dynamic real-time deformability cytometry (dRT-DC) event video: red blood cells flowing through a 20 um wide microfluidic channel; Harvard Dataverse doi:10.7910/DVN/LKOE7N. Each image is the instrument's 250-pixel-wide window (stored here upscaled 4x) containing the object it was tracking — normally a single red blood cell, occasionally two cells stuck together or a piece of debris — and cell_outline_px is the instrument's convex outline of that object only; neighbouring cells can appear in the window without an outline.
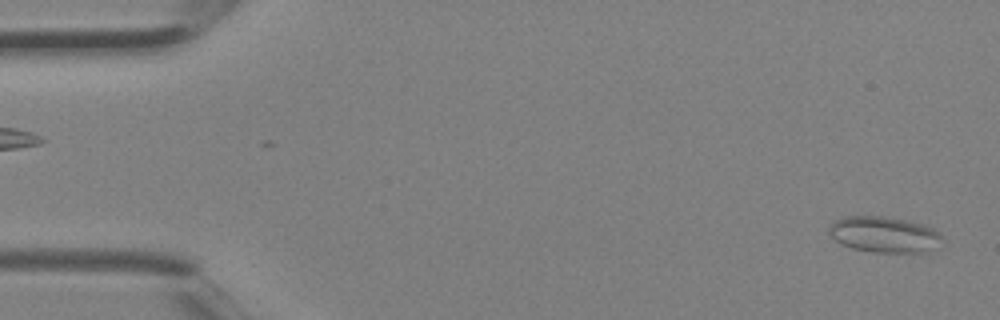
{"species": "Egyptian fruit bat (a non-hibernating species)", "species_latin": "Rousettus aegyptiacus", "temperature_condition": "room temperature", "stored_images_in_passage": 4, "camera_frame_rate_fps": 3000, "um_per_image_px": 0.085, "animal": {"sex": "female"}, "frame": {"image": 1, "passage_image": 1, "time_ms": 0.0, "image_size_px": [1000, 320], "cell_outline_px": [[944, 240], [924, 252], [872, 252], [852, 248], [840, 244], [828, 232], [828, 224], [844, 216], [884, 216], [904, 220], [920, 224], [932, 228], [940, 232], [944, 236]], "centroid_in_image_um": [75.12, 19.92], "position_along_channel_um": 9.9, "area_um2": 23.64}}
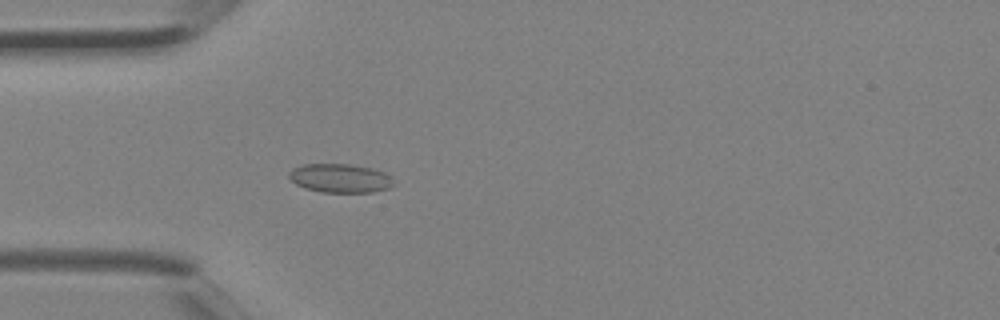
{"frame": {"image": 2, "passage_image": 4, "time_ms": 1.0, "image_size_px": [1000, 320], "cell_outline_px": [[396, 184], [388, 188], [372, 192], [320, 192], [296, 184], [288, 176], [288, 172], [292, 168], [304, 164], [348, 164], [372, 168], [384, 172], [392, 176]], "centroid_in_image_um": [28.94, 15.14], "position_along_channel_um": 56.1, "area_um2": 17.63}}